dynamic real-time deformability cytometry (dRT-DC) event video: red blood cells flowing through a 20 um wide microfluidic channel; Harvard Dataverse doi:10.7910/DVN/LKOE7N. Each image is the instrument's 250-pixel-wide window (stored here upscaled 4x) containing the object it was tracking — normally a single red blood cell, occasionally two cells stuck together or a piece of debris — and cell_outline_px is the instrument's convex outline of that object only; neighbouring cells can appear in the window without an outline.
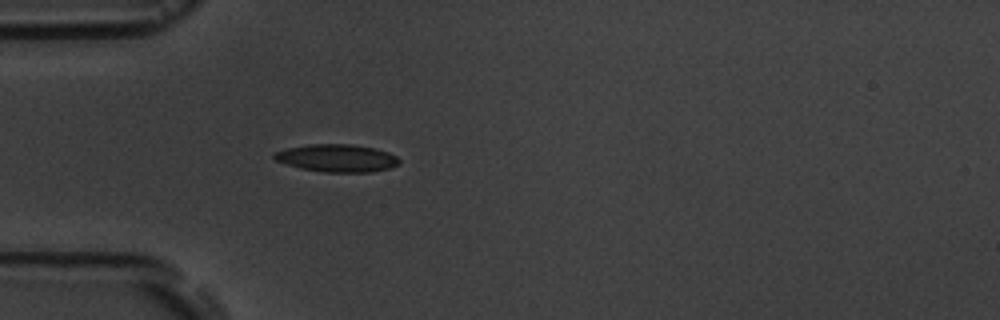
{"species": "common noctule bat (a hibernating species)", "species_latin": "Nyctalus noctula", "temperature_condition": "room temperature", "stored_images_in_passage": 1, "camera_frame_rate_fps": 3000, "um_per_image_px": 0.085, "animal": {"sex": "male", "body_mass_g": 19.5, "forearm_length_mm": 54.6}, "frame": {"image": 1, "passage_image": 1, "time_ms": 0.0, "image_size_px": [1000, 320], "cell_outline_px": [[400, 164], [388, 168], [372, 172], [324, 172], [300, 168], [276, 160], [272, 156], [272, 152], [284, 148], [308, 144], [352, 144], [376, 148], [388, 152], [396, 156], [400, 160]], "centroid_in_image_um": [28.63, 13.43], "position_along_channel_um": 56.4, "area_um2": 20.29}}